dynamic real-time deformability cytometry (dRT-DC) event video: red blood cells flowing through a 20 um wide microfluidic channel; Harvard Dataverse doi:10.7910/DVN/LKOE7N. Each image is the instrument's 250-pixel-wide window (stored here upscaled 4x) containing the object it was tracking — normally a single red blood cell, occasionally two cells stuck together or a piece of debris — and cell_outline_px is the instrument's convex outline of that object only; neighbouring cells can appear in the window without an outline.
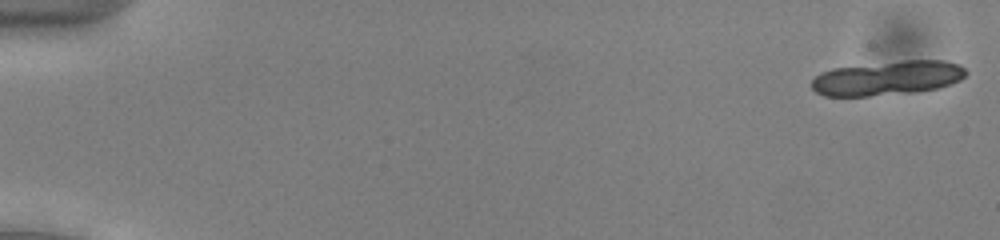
{"species": "common noctule bat (a hibernating species)", "species_latin": "Nyctalus noctula", "temperature_condition": "cold", "stored_images_in_passage": 19, "camera_frame_rate_fps": 3000, "um_per_image_px": 0.085, "animal": {"sex": "male", "body_mass_g": 13.0, "forearm_length_mm": 53.1}, "frame": {"image": 1, "passage_image": 1, "time_ms": 0.0, "image_size_px": [1000, 240], "cell_outline_px": [[968, 72], [960, 80], [952, 84], [940, 88], [916, 92], [868, 96], [824, 96], [816, 92], [812, 88], [812, 80], [820, 72], [832, 68], [904, 60], [944, 60], [960, 64]], "centroid_in_image_um": [75.46, 6.63], "position_along_channel_um": 9.5, "area_um2": 31.15}}